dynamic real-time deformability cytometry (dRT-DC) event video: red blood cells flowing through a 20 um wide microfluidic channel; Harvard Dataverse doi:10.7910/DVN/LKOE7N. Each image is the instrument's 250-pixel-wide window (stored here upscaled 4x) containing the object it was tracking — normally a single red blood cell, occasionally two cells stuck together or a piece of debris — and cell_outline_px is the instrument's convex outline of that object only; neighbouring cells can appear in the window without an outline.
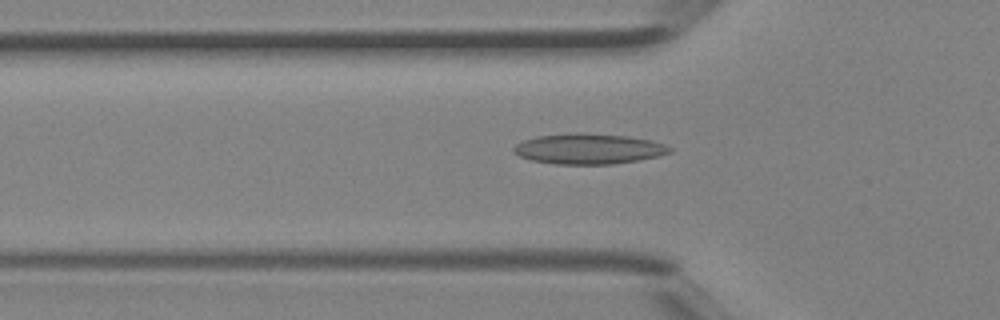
{"species": "Egyptian fruit bat (a non-hibernating species)", "species_latin": "Rousettus aegyptiacus", "temperature_condition": "room temperature", "stored_images_in_passage": 38, "camera_frame_rate_fps": 3000, "um_per_image_px": 0.085, "animal": {"sex": "female"}, "frame": {"image": 1, "passage_image": 13, "time_ms": 4.0, "image_size_px": [1000, 320], "cell_outline_px": [[672, 152], [660, 156], [612, 164], [556, 164], [532, 160], [520, 156], [512, 152], [512, 148], [516, 144], [524, 140], [536, 136], [576, 132], [580, 132], [628, 136], [652, 140], [664, 144], [672, 148]], "centroid_in_image_um": [50.03, 12.64], "position_along_channel_um": 75.8, "area_um2": 27.8}}
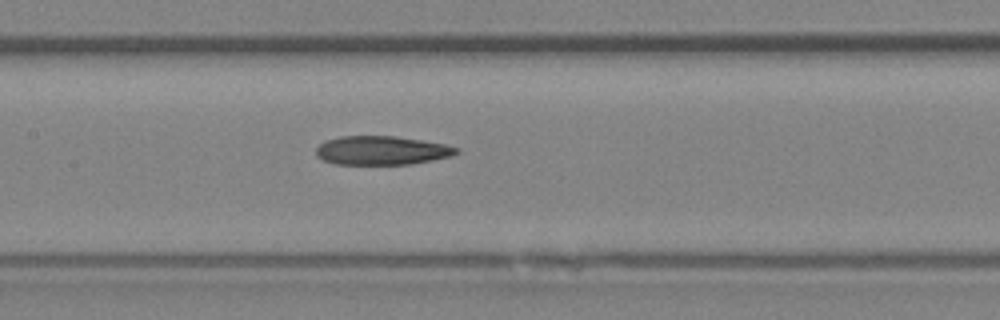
{"frame": {"image": 2, "passage_image": 19, "time_ms": 6.0, "image_size_px": [1000, 320], "cell_outline_px": [[460, 152], [452, 156], [412, 164], [336, 164], [324, 160], [316, 156], [316, 148], [324, 140], [340, 136], [396, 136], [444, 144], [460, 148]], "centroid_in_image_um": [32.45, 12.78], "position_along_channel_um": 175.0, "area_um2": 23.64}}
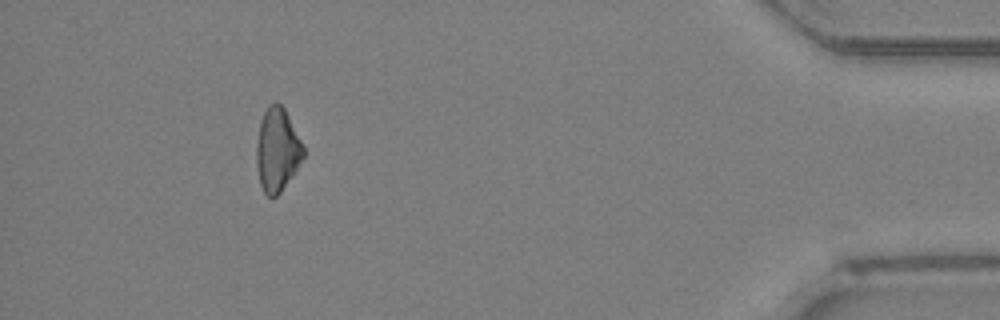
{"frame": {"image": 3, "passage_image": 37, "time_ms": 12.0, "image_size_px": [1000, 320], "cell_outline_px": [[304, 156], [296, 172], [280, 192], [276, 196], [268, 196], [264, 192], [260, 184], [256, 164], [256, 144], [260, 120], [268, 104], [276, 100], [284, 108], [304, 148]], "centroid_in_image_um": [23.55, 12.73], "position_along_channel_um": 411.7, "area_um2": 22.83}}